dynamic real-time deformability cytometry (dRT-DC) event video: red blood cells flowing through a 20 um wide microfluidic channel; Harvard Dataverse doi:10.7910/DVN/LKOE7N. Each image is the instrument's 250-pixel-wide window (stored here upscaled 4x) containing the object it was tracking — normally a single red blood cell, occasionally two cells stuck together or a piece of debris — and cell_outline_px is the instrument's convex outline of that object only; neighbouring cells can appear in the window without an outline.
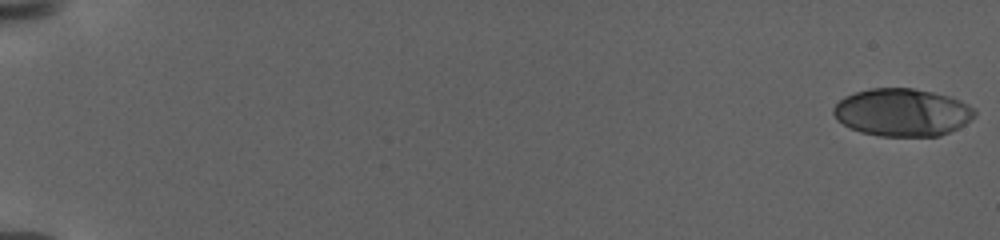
{"species": "human", "species_latin": "Homo sapiens", "temperature_condition": "warm", "stored_images_in_passage": 53, "camera_frame_rate_fps": 3000, "um_per_image_px": 0.085, "donor": {"sex": "female"}, "frame": {"image": 1, "passage_image": 1, "time_ms": 0.0, "image_size_px": [1000, 240], "cell_outline_px": [[976, 116], [964, 124], [940, 136], [880, 136], [860, 132], [836, 120], [832, 112], [832, 108], [844, 96], [856, 92], [872, 88], [912, 88], [932, 92], [948, 96], [960, 100], [976, 108]], "centroid_in_image_um": [76.69, 9.55], "position_along_channel_um": 8.3, "area_um2": 39.25}}
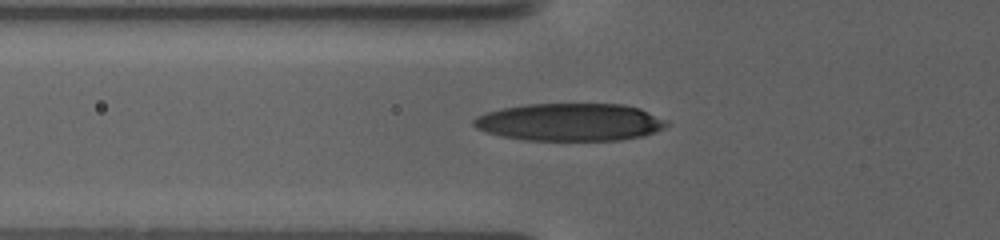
{"frame": {"image": 2, "passage_image": 27, "time_ms": 9.333, "image_size_px": [1000, 240], "cell_outline_px": [[668, 124], [664, 128], [656, 132], [644, 136], [620, 140], [524, 140], [500, 136], [484, 132], [476, 128], [472, 124], [472, 120], [476, 116], [484, 112], [500, 108], [528, 104], [624, 104], [640, 108], [668, 120]], "centroid_in_image_um": [48.43, 10.38], "position_along_channel_um": 77.4, "area_um2": 42.77}}
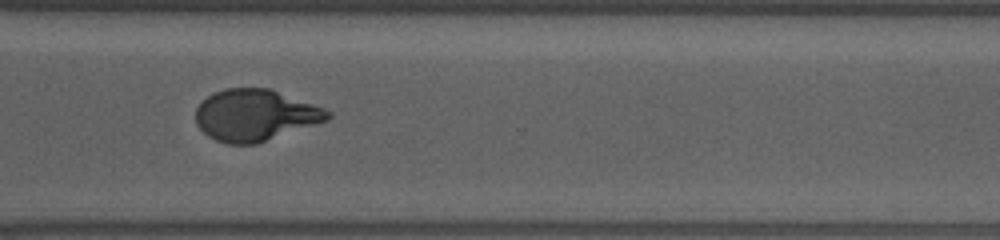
{"frame": {"image": 3, "passage_image": 52, "time_ms": 18.667, "image_size_px": [1000, 240], "cell_outline_px": [[332, 116], [328, 120], [256, 144], [228, 144], [216, 140], [208, 136], [196, 124], [196, 108], [208, 96], [224, 88], [268, 88], [324, 108], [332, 112]], "centroid_in_image_um": [21.69, 9.8], "position_along_channel_um": 348.9, "area_um2": 39.3}}